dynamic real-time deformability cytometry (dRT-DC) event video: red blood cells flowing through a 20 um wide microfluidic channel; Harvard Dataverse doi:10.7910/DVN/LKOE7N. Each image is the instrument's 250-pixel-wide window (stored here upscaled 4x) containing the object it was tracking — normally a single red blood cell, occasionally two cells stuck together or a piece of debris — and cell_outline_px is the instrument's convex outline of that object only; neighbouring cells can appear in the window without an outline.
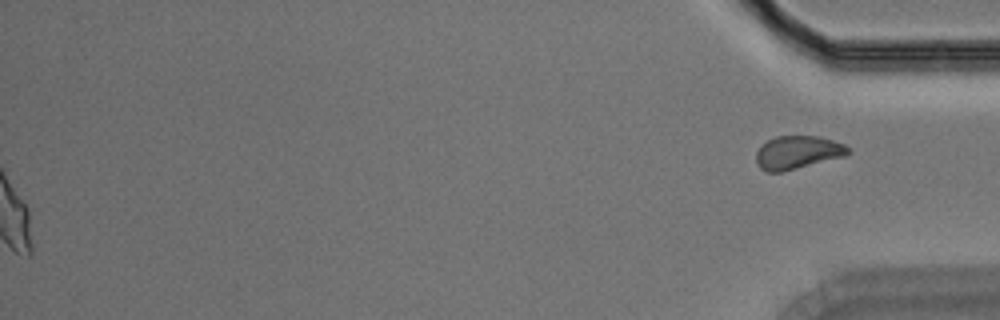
{"species": "Egyptian fruit bat (a non-hibernating species)", "species_latin": "Rousettus aegyptiacus", "temperature_condition": "room temperature", "stored_images_in_passage": 45, "segment_of_instrument_passage": [2, 2], "camera_frame_rate_fps": 3000, "um_per_image_px": 0.085, "animal": {"sex": "male"}, "frame": {"image": 1, "passage_image": 45, "time_ms": 14.667, "image_size_px": [1000, 320], "cell_outline_px": [[852, 152], [844, 156], [780, 172], [764, 172], [756, 164], [756, 152], [760, 144], [776, 136], [820, 136], [844, 144]], "centroid_in_image_um": [67.75, 12.95], "position_along_channel_um": 367.5, "area_um2": 17.8}}